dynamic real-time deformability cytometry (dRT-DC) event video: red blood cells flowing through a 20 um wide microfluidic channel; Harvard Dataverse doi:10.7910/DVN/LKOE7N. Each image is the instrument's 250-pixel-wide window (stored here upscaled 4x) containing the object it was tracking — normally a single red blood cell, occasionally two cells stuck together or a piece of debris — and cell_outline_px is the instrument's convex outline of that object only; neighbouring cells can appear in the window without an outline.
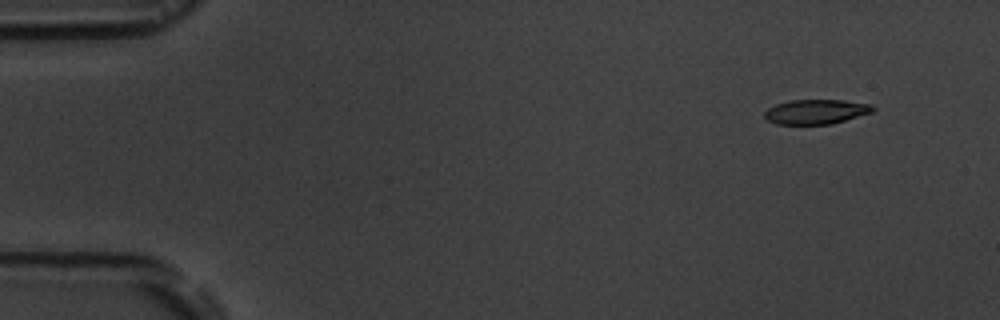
{"species": "common noctule bat (a hibernating species)", "species_latin": "Nyctalus noctula", "temperature_condition": "room temperature", "stored_images_in_passage": 10, "camera_frame_rate_fps": 3000, "um_per_image_px": 0.085, "animal": {"sex": "male", "body_mass_g": 19.5, "forearm_length_mm": 54.6}, "frame": {"image": 1, "passage_image": 1, "time_ms": 0.0, "image_size_px": [1000, 320], "cell_outline_px": [[876, 108], [872, 112], [832, 124], [776, 124], [768, 120], [764, 116], [764, 112], [768, 108], [776, 104], [788, 100], [844, 100], [872, 104]], "centroid_in_image_um": [69.37, 9.49], "position_along_channel_um": 15.6, "area_um2": 15.61}}
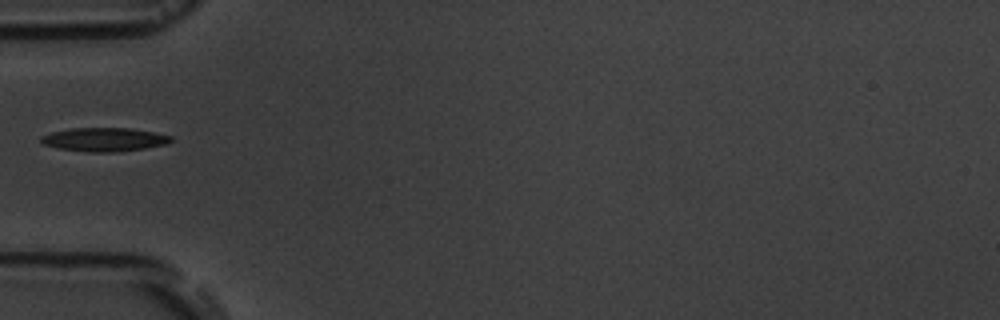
{"frame": {"image": 2, "passage_image": 5, "time_ms": 4.667, "image_size_px": [1000, 320], "cell_outline_px": [[172, 140], [164, 144], [144, 148], [116, 152], [92, 152], [56, 148], [44, 144], [40, 140], [40, 136], [52, 132], [72, 128], [132, 128], [172, 136]], "centroid_in_image_um": [8.83, 11.85], "position_along_channel_um": 76.2, "area_um2": 17.74}}
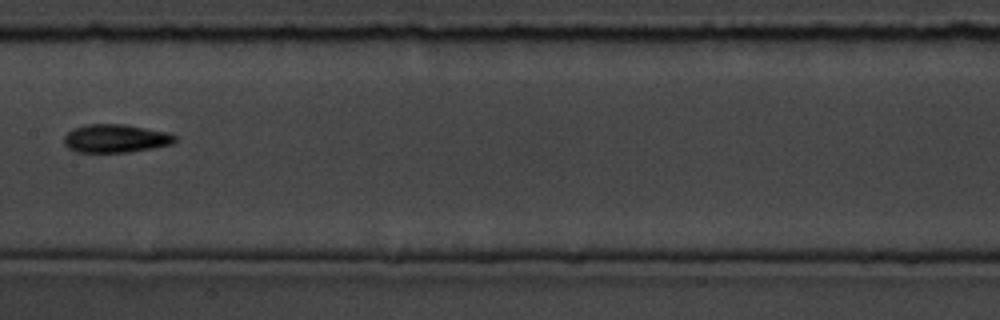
{"frame": {"image": 3, "passage_image": 8, "time_ms": 8.0, "image_size_px": [1000, 320], "cell_outline_px": [[176, 140], [172, 144], [152, 148], [128, 152], [76, 152], [68, 148], [64, 144], [64, 136], [72, 128], [84, 124], [124, 124], [168, 132], [176, 136]], "centroid_in_image_um": [9.8, 11.76], "position_along_channel_um": 197.6, "area_um2": 18.38}}